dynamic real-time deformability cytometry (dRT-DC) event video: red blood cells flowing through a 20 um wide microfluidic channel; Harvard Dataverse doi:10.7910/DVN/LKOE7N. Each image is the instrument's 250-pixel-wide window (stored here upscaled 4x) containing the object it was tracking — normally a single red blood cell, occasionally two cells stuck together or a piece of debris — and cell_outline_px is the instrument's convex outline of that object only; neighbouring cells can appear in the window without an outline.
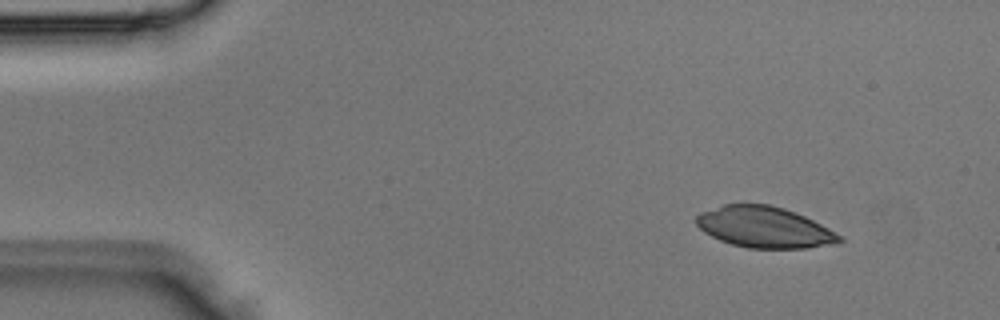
{"species": "Egyptian fruit bat (a non-hibernating species)", "species_latin": "Rousettus aegyptiacus", "temperature_condition": "room temperature", "stored_images_in_passage": 3, "camera_frame_rate_fps": 3000, "um_per_image_px": 0.085, "animal": {"sex": "male"}, "frame": {"image": 1, "passage_image": 1, "time_ms": 0.0, "image_size_px": [1000, 320], "cell_outline_px": [[844, 240], [832, 244], [808, 248], [748, 248], [732, 244], [720, 240], [704, 232], [696, 224], [696, 216], [700, 212], [724, 204], [768, 204], [784, 208], [804, 216], [828, 228], [840, 236]], "centroid_in_image_um": [64.94, 19.31], "position_along_channel_um": 20.1, "area_um2": 33.99}}